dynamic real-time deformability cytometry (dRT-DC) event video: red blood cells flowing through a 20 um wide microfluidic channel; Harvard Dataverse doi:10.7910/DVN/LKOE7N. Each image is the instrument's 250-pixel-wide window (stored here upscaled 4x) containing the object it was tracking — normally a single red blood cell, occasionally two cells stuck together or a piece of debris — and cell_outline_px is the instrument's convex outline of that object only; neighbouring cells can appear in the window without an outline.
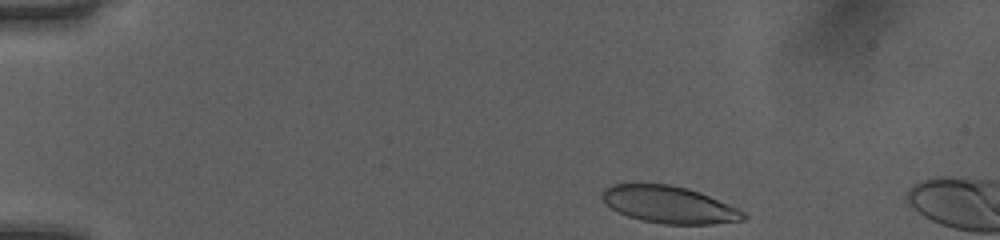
{"species": "human", "species_latin": "Homo sapiens", "temperature_condition": "room temperature", "stored_images_in_passage": 4, "camera_frame_rate_fps": 3000, "um_per_image_px": 0.085, "donor": {"sex": "female"}, "frame": {"image": 1, "passage_image": 1, "time_ms": 0.0, "image_size_px": [1000, 240], "cell_outline_px": [[748, 216], [744, 220], [712, 224], [664, 224], [640, 220], [628, 216], [604, 204], [600, 196], [600, 192], [604, 188], [612, 184], [668, 184], [688, 188], [700, 192], [736, 208], [744, 212]], "centroid_in_image_um": [56.83, 17.39], "position_along_channel_um": 28.2, "area_um2": 30.52}}